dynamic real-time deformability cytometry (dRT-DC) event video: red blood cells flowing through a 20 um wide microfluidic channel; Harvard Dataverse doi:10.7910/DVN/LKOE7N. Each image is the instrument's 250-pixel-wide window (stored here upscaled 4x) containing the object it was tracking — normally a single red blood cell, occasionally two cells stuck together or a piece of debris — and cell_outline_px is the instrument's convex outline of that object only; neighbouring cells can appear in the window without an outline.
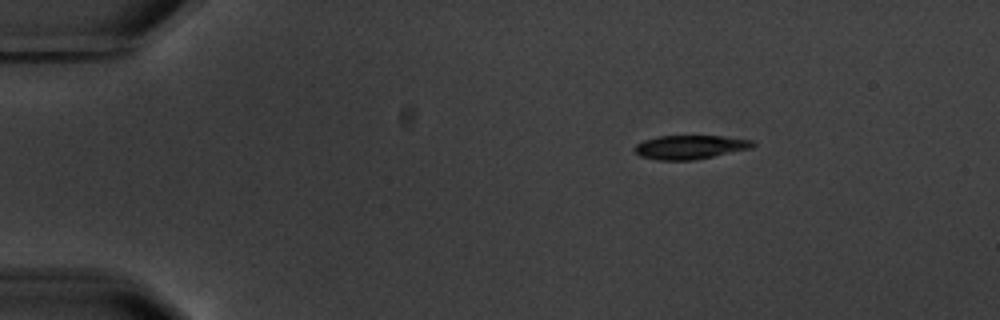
{"species": "common noctule bat (a hibernating species)", "species_latin": "Nyctalus noctula", "temperature_condition": "warm", "stored_images_in_passage": 3, "camera_frame_rate_fps": 3000, "um_per_image_px": 0.085, "animal": {"sex": "male", "body_mass_g": 20.1, "forearm_length_mm": 53.5}, "frame": {"image": 1, "passage_image": 1, "time_ms": 0.0, "image_size_px": [1000, 320], "cell_outline_px": [[756, 144], [752, 148], [692, 160], [656, 160], [640, 156], [632, 148], [636, 144], [644, 140], [660, 136], [720, 136], [752, 140]], "centroid_in_image_um": [58.62, 12.5], "position_along_channel_um": 26.4, "area_um2": 16.3}}